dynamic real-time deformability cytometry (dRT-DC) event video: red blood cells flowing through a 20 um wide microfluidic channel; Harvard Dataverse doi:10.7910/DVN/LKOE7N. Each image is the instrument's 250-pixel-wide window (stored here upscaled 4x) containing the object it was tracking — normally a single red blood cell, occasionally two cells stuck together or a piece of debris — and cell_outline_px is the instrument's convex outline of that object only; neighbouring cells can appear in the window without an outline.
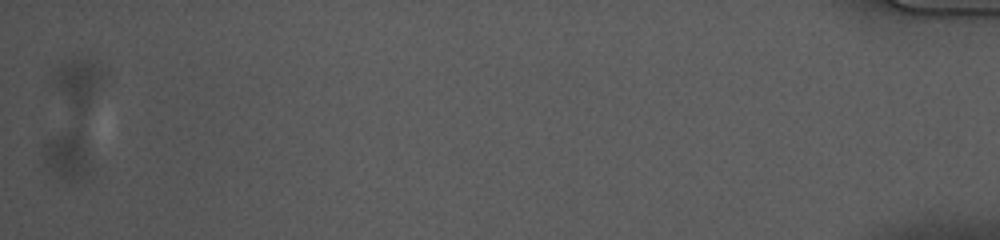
{"species": "common noctule bat (a hibernating species)", "species_latin": "Nyctalus noctula", "temperature_condition": "cold", "stored_images_in_passage": 54, "camera_frame_rate_fps": 3000, "um_per_image_px": 0.085, "animal": {"sex": "female", "body_mass_g": 10.0, "forearm_length_mm": 53.1}, "frame": {"image": 1, "passage_image": 54, "time_ms": 17.667, "image_size_px": [1000, 240], "cell_outline_px": [[88, 172], [84, 176], [72, 184], [68, 184], [48, 172], [40, 152], [44, 144], [76, 128], [80, 132], [88, 160]], "centroid_in_image_um": [5.63, 13.36], "position_along_channel_um": 429.6, "area_um2": 13.12}}